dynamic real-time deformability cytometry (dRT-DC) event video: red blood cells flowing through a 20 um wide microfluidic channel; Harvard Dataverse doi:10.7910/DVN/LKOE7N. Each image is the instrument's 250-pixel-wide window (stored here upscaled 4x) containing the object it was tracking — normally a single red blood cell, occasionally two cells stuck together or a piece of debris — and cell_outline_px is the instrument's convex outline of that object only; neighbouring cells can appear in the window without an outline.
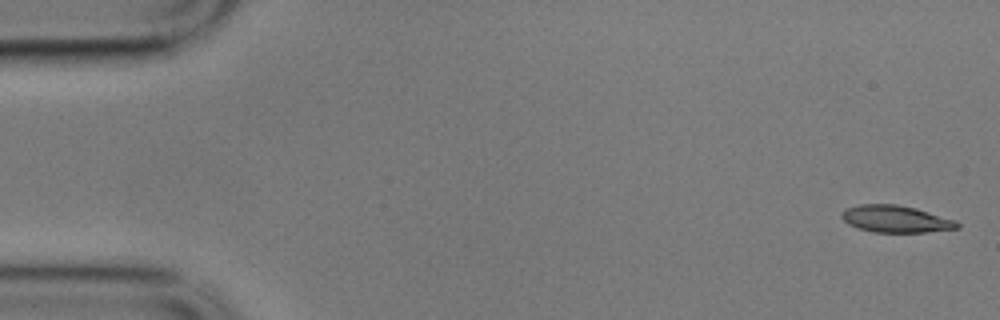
{"species": "common noctule bat (a hibernating species)", "species_latin": "Nyctalus noctula", "temperature_condition": "cold", "stored_images_in_passage": 15, "camera_frame_rate_fps": 3000, "um_per_image_px": 0.085, "animal": {"sex": "male", "body_mass_g": 17.9}, "frame": {"image": 1, "passage_image": 1, "time_ms": 0.0, "image_size_px": [1000, 320], "cell_outline_px": [[960, 228], [924, 232], [872, 232], [856, 228], [848, 224], [840, 216], [840, 212], [844, 208], [860, 204], [896, 204], [916, 208], [956, 220], [960, 224]], "centroid_in_image_um": [76.1, 18.61], "position_along_channel_um": 8.9, "area_um2": 18.38}}
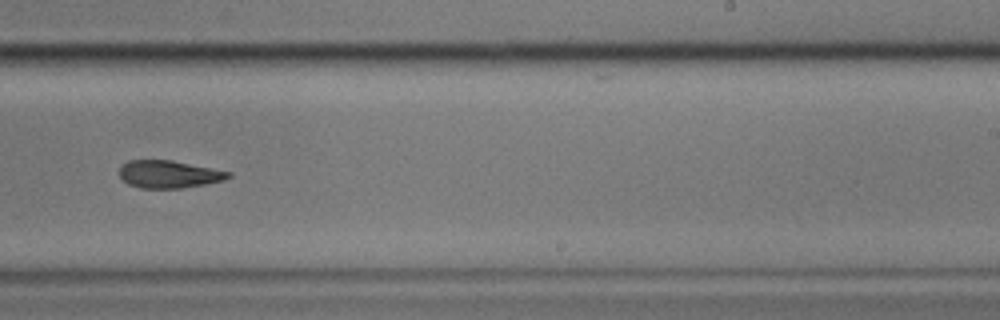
{"frame": {"image": 2, "passage_image": 10, "time_ms": 3.0, "image_size_px": [1000, 320], "cell_outline_px": [[232, 176], [224, 180], [204, 184], [180, 188], [140, 188], [128, 184], [120, 176], [120, 168], [128, 160], [172, 160], [232, 172]], "centroid_in_image_um": [14.37, 14.8], "position_along_channel_um": 274.6, "area_um2": 17.4}}
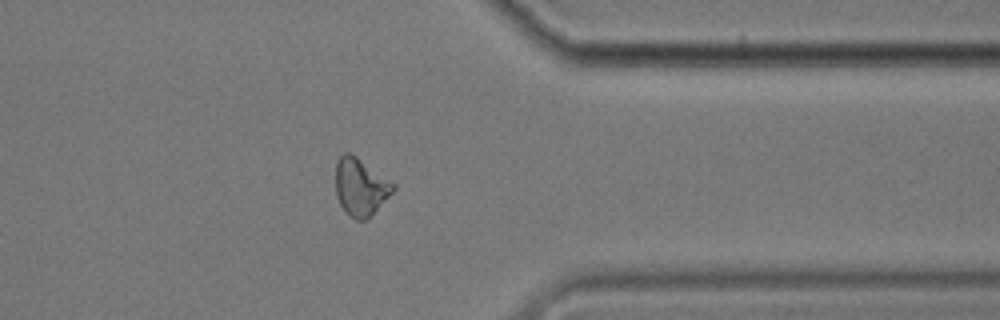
{"frame": {"image": 3, "passage_image": 13, "time_ms": 4.0, "image_size_px": [1000, 320], "cell_outline_px": [[396, 188], [364, 220], [356, 220], [348, 216], [344, 212], [336, 196], [336, 160], [344, 152], [352, 152], [396, 184]], "centroid_in_image_um": [30.61, 15.84], "position_along_channel_um": 380.8, "area_um2": 19.25}}